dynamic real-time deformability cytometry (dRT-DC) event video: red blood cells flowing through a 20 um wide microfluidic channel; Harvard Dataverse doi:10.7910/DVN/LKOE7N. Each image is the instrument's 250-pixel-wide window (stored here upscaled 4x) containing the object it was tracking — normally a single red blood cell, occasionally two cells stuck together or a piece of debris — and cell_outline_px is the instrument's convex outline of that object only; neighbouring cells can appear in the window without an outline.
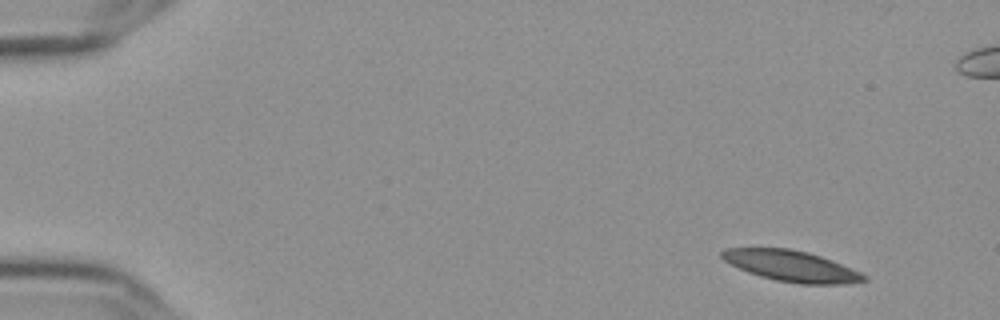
{"species": "Egyptian fruit bat (a non-hibernating species)", "species_latin": "Rousettus aegyptiacus", "temperature_condition": "cold", "stored_images_in_passage": 54, "camera_frame_rate_fps": 3000, "um_per_image_px": 0.085, "frame": {"image": 1, "passage_image": 1, "time_ms": 0.0, "image_size_px": [1000, 320], "cell_outline_px": [[868, 280], [848, 284], [800, 284], [776, 280], [760, 276], [748, 272], [724, 260], [720, 256], [720, 252], [724, 248], [788, 248], [808, 252], [832, 260], [860, 272], [868, 276]], "centroid_in_image_um": [67.29, 22.61], "position_along_channel_um": 17.7, "area_um2": 25.55}}
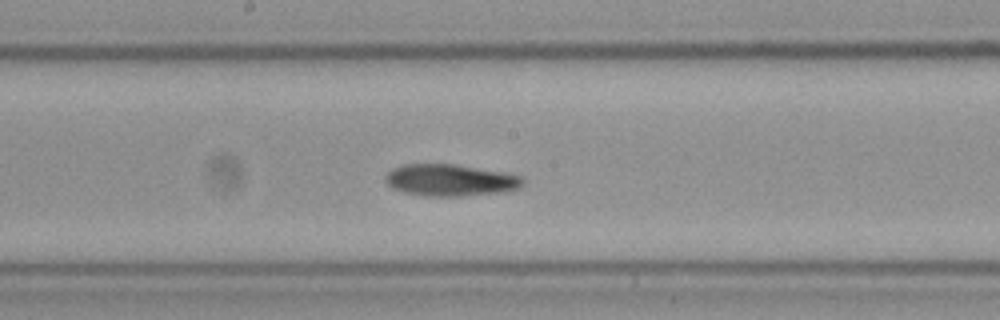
{"frame": {"image": 2, "passage_image": 27, "time_ms": 8.667, "image_size_px": [1000, 320], "cell_outline_px": [[524, 184], [520, 188], [504, 192], [460, 196], [424, 196], [404, 192], [392, 188], [384, 180], [384, 176], [392, 168], [404, 164], [456, 164], [500, 172], [520, 176], [524, 180]], "centroid_in_image_um": [38.25, 15.32], "position_along_channel_um": 210.0, "area_um2": 25.49}}
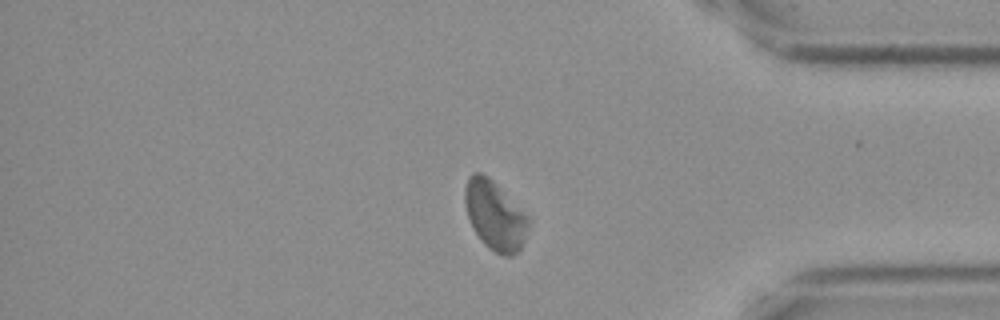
{"frame": {"image": 3, "passage_image": 44, "time_ms": 14.333, "image_size_px": [1000, 320], "cell_outline_px": [[528, 224], [520, 248], [512, 256], [504, 256], [488, 248], [480, 240], [472, 228], [468, 216], [464, 200], [464, 188], [468, 176], [472, 172], [480, 172], [492, 180], [528, 216]], "centroid_in_image_um": [42.01, 18.3], "position_along_channel_um": 393.2, "area_um2": 25.2}, "authors_computed_cell_mechanics": {"area_um2": 25.2586, "velocity_mm_per_s": 3.5703, "shape_relaxation_time_tau1_ms": null, "shape_relaxation_time_tau2_ms": 10.638, "deformation_change_tau1": null, "deformation_change_tau2": 0.1736}}